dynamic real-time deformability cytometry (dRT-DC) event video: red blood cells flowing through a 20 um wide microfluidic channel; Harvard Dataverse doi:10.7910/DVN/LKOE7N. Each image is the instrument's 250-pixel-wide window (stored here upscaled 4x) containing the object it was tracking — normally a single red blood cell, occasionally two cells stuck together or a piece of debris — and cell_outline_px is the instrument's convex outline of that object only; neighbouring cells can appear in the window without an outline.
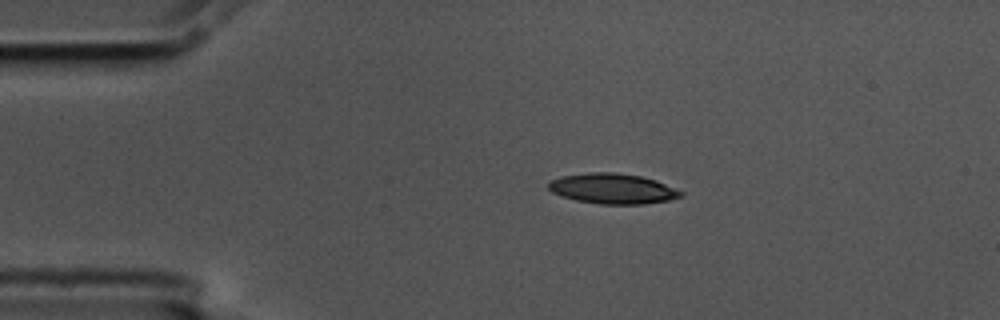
{"species": "common noctule bat (a hibernating species)", "species_latin": "Nyctalus noctula", "temperature_condition": "cold", "stored_images_in_passage": 6, "camera_frame_rate_fps": 3000, "um_per_image_px": 0.085, "animal": {"sex": "male", "body_mass_g": 17.5, "forearm_length_mm": 52.3}, "frame": {"image": 1, "passage_image": 1, "time_ms": 0.0, "image_size_px": [1000, 320], "cell_outline_px": [[684, 192], [680, 196], [668, 200], [644, 204], [600, 204], [576, 200], [552, 192], [548, 188], [548, 180], [560, 176], [588, 172], [616, 172], [640, 176], [656, 180]], "centroid_in_image_um": [52.04, 16.02], "position_along_channel_um": 33.0, "area_um2": 23.35}}
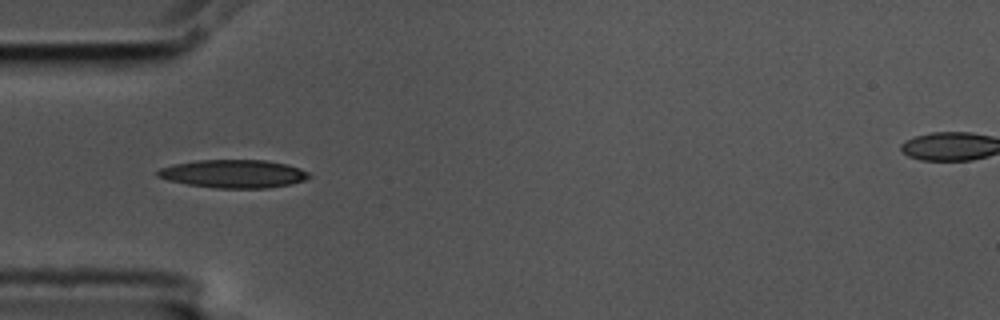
{"frame": {"image": 2, "passage_image": 3, "time_ms": 0.667, "image_size_px": [1000, 320], "cell_outline_px": [[312, 176], [304, 180], [292, 184], [268, 188], [216, 188], [188, 184], [168, 180], [156, 176], [156, 172], [160, 168], [172, 164], [196, 160], [264, 160], [288, 164], [300, 168], [308, 172]], "centroid_in_image_um": [19.86, 14.77], "position_along_channel_um": 65.1, "area_um2": 24.97}}